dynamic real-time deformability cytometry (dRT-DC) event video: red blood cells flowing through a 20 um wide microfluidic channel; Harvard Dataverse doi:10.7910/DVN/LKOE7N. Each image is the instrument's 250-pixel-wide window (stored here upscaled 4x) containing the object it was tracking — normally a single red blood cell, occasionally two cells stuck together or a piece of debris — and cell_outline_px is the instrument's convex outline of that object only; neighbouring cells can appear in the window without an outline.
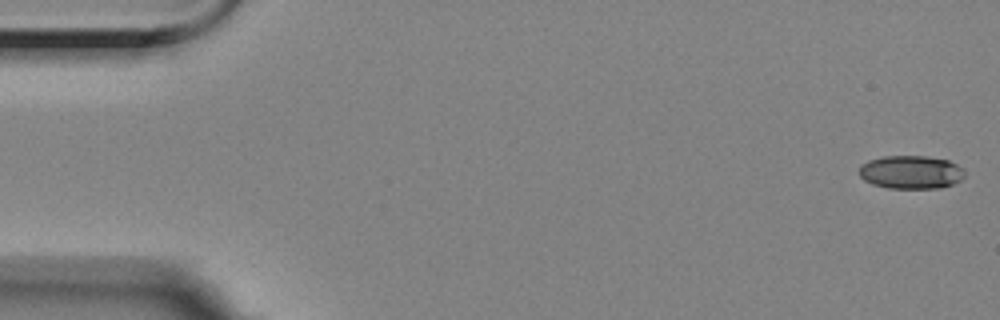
{"species": "Egyptian fruit bat (a non-hibernating species)", "species_latin": "Rousettus aegyptiacus", "temperature_condition": "room temperature", "stored_images_in_passage": 46, "camera_frame_rate_fps": 3000, "um_per_image_px": 0.085, "animal": {"sex": "female"}, "frame": {"image": 1, "passage_image": 1, "time_ms": 0.0, "image_size_px": [1000, 320], "cell_outline_px": [[964, 176], [960, 180], [952, 184], [940, 188], [888, 188], [872, 184], [864, 180], [860, 176], [860, 164], [868, 160], [884, 156], [924, 156], [948, 160], [964, 168]], "centroid_in_image_um": [77.42, 14.63], "position_along_channel_um": 7.6, "area_um2": 20.52}}
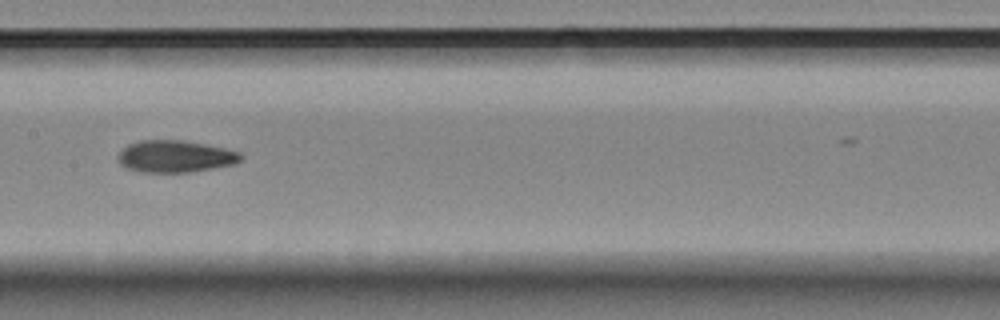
{"frame": {"image": 2, "passage_image": 28, "time_ms": 9.0, "image_size_px": [1000, 320], "cell_outline_px": [[244, 156], [240, 160], [232, 164], [212, 168], [188, 172], [136, 172], [120, 164], [116, 156], [128, 144], [140, 140], [180, 140], [204, 144], [224, 148], [240, 152]], "centroid_in_image_um": [14.86, 13.29], "position_along_channel_um": 192.5, "area_um2": 22.77}}
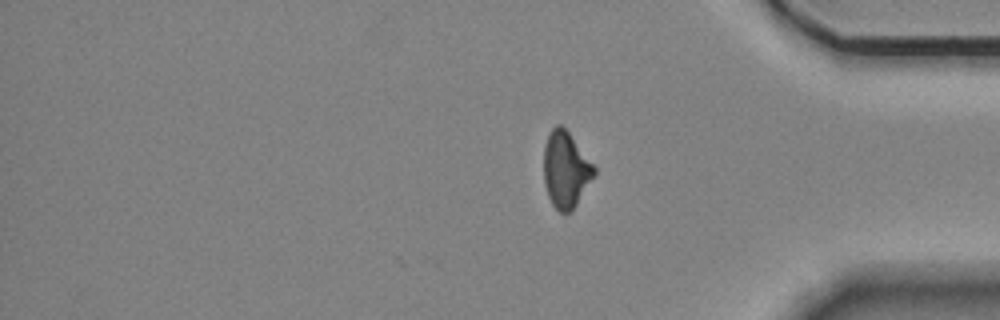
{"frame": {"image": 3, "passage_image": 46, "time_ms": 15.0, "image_size_px": [1000, 320], "cell_outline_px": [[596, 172], [572, 212], [560, 212], [552, 204], [548, 196], [544, 184], [544, 148], [548, 132], [556, 124], [560, 124], [568, 132], [596, 168]], "centroid_in_image_um": [48.07, 14.42], "position_along_channel_um": 387.1, "area_um2": 22.2}, "authors_computed_cell_mechanics": {"area_um2": 22.6287, "velocity_mm_per_s": 3.5156, "shape_relaxation_time_tau1_ms": 6.5524, "shape_relaxation_time_tau2_ms": 3.8971, "deformation_change_tau1": 0.1701, "deformation_change_tau2": 0.1062}}